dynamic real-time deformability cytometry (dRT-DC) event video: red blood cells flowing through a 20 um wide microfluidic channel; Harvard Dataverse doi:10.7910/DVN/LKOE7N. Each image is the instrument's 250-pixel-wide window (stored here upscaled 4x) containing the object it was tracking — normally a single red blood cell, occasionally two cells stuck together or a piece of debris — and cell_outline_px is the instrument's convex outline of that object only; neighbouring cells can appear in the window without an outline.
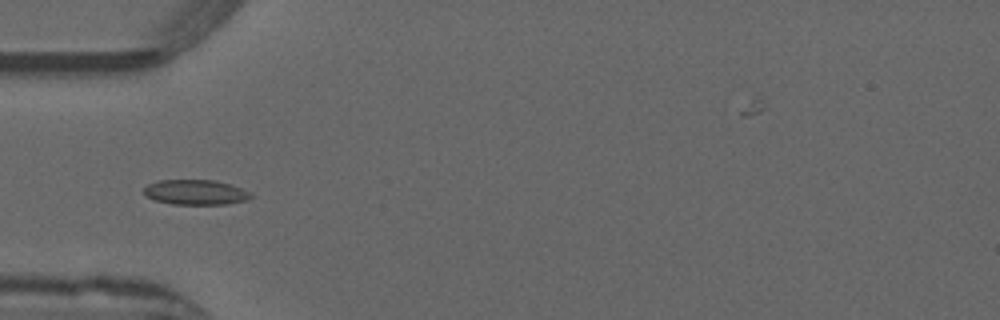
{"species": "common noctule bat (a hibernating species)", "species_latin": "Nyctalus noctula", "temperature_condition": "warm", "stored_images_in_passage": 38, "camera_frame_rate_fps": 3000, "um_per_image_px": 0.085, "animal": {"sex": "male", "forearm_length_mm": 52.5}, "frame": {"image": 1, "passage_image": 2, "time_ms": 0.333, "image_size_px": [1000, 320], "cell_outline_px": [[252, 196], [244, 200], [224, 204], [172, 204], [156, 200], [148, 196], [144, 192], [144, 188], [148, 184], [160, 180], [212, 180], [228, 184], [240, 188], [248, 192]], "centroid_in_image_um": [16.58, 16.34], "position_along_channel_um": 68.4, "area_um2": 15.14}}
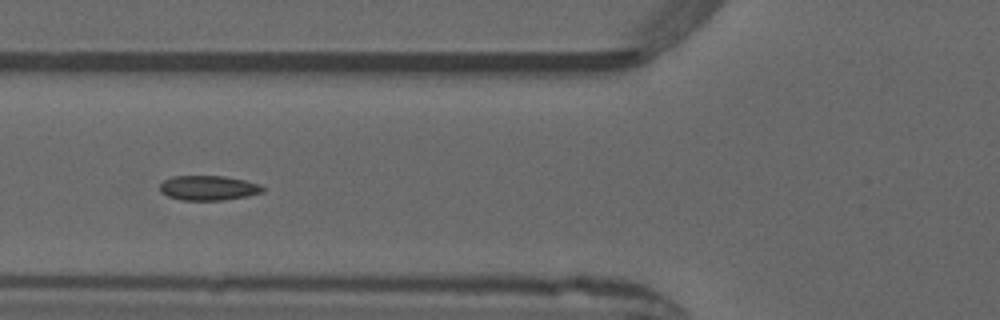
{"frame": {"image": 2, "passage_image": 5, "time_ms": 1.333, "image_size_px": [1000, 320], "cell_outline_px": [[264, 192], [248, 196], [224, 200], [180, 200], [168, 196], [160, 192], [160, 184], [164, 180], [172, 176], [224, 176], [244, 180], [260, 184], [264, 188]], "centroid_in_image_um": [17.72, 15.98], "position_along_channel_um": 108.1, "area_um2": 14.91}}
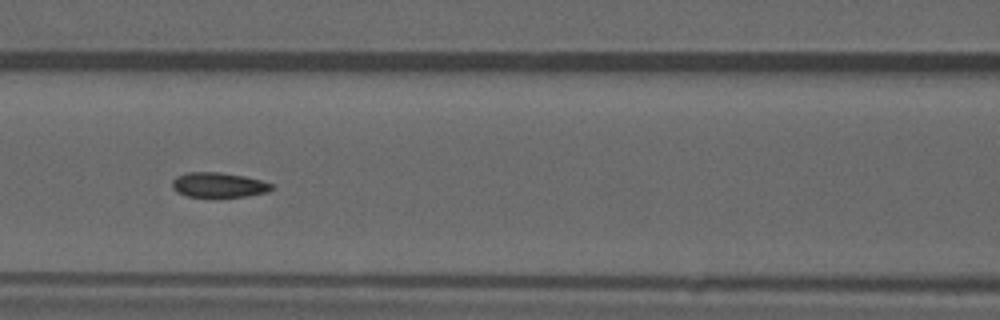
{"frame": {"image": 3, "passage_image": 8, "time_ms": 2.333, "image_size_px": [1000, 320], "cell_outline_px": [[276, 188], [268, 192], [244, 196], [188, 196], [176, 192], [172, 188], [172, 180], [176, 176], [188, 172], [220, 172], [244, 176], [276, 184]], "centroid_in_image_um": [18.61, 15.71], "position_along_channel_um": 148.0, "area_um2": 14.45}}